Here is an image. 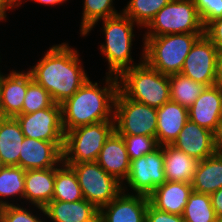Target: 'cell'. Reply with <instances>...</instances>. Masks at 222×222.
<instances>
[{
	"instance_id": "9a60e30c",
	"label": "cell",
	"mask_w": 222,
	"mask_h": 222,
	"mask_svg": "<svg viewBox=\"0 0 222 222\" xmlns=\"http://www.w3.org/2000/svg\"><path fill=\"white\" fill-rule=\"evenodd\" d=\"M172 146L197 161H201L217 152L213 132L190 120L184 124Z\"/></svg>"
},
{
	"instance_id": "ee69618b",
	"label": "cell",
	"mask_w": 222,
	"mask_h": 222,
	"mask_svg": "<svg viewBox=\"0 0 222 222\" xmlns=\"http://www.w3.org/2000/svg\"><path fill=\"white\" fill-rule=\"evenodd\" d=\"M6 118L5 114H4V110H3V106H2V101H1V91H0V121L2 119Z\"/></svg>"
},
{
	"instance_id": "52a82bcc",
	"label": "cell",
	"mask_w": 222,
	"mask_h": 222,
	"mask_svg": "<svg viewBox=\"0 0 222 222\" xmlns=\"http://www.w3.org/2000/svg\"><path fill=\"white\" fill-rule=\"evenodd\" d=\"M146 29L143 36L204 33V27L193 0H171L158 11Z\"/></svg>"
},
{
	"instance_id": "ffe728a7",
	"label": "cell",
	"mask_w": 222,
	"mask_h": 222,
	"mask_svg": "<svg viewBox=\"0 0 222 222\" xmlns=\"http://www.w3.org/2000/svg\"><path fill=\"white\" fill-rule=\"evenodd\" d=\"M56 167L49 169H30L25 172L24 200L35 206L44 208L52 201L54 193Z\"/></svg>"
},
{
	"instance_id": "7a4b0ae2",
	"label": "cell",
	"mask_w": 222,
	"mask_h": 222,
	"mask_svg": "<svg viewBox=\"0 0 222 222\" xmlns=\"http://www.w3.org/2000/svg\"><path fill=\"white\" fill-rule=\"evenodd\" d=\"M101 87L90 78L70 98L61 104L64 133L72 129L102 121H114V101L118 92V78L106 74Z\"/></svg>"
},
{
	"instance_id": "d6a6232c",
	"label": "cell",
	"mask_w": 222,
	"mask_h": 222,
	"mask_svg": "<svg viewBox=\"0 0 222 222\" xmlns=\"http://www.w3.org/2000/svg\"><path fill=\"white\" fill-rule=\"evenodd\" d=\"M124 139L129 160L151 153L159 145L155 137L146 135H121Z\"/></svg>"
},
{
	"instance_id": "836d02e7",
	"label": "cell",
	"mask_w": 222,
	"mask_h": 222,
	"mask_svg": "<svg viewBox=\"0 0 222 222\" xmlns=\"http://www.w3.org/2000/svg\"><path fill=\"white\" fill-rule=\"evenodd\" d=\"M22 206V207H21ZM15 203L14 205L3 206L1 210V222H45L43 219L46 218L44 208L39 207L38 212L44 216L34 215L33 210L31 211L23 205ZM41 218V219H40Z\"/></svg>"
},
{
	"instance_id": "60d3db41",
	"label": "cell",
	"mask_w": 222,
	"mask_h": 222,
	"mask_svg": "<svg viewBox=\"0 0 222 222\" xmlns=\"http://www.w3.org/2000/svg\"><path fill=\"white\" fill-rule=\"evenodd\" d=\"M15 9L9 2V0H0V21H6L7 19V10Z\"/></svg>"
},
{
	"instance_id": "5b68a950",
	"label": "cell",
	"mask_w": 222,
	"mask_h": 222,
	"mask_svg": "<svg viewBox=\"0 0 222 222\" xmlns=\"http://www.w3.org/2000/svg\"><path fill=\"white\" fill-rule=\"evenodd\" d=\"M204 33L143 36L144 61L164 75L181 73L194 43Z\"/></svg>"
},
{
	"instance_id": "bcb514c9",
	"label": "cell",
	"mask_w": 222,
	"mask_h": 222,
	"mask_svg": "<svg viewBox=\"0 0 222 222\" xmlns=\"http://www.w3.org/2000/svg\"><path fill=\"white\" fill-rule=\"evenodd\" d=\"M1 210H2V207L0 206V222H1Z\"/></svg>"
},
{
	"instance_id": "5bb4252c",
	"label": "cell",
	"mask_w": 222,
	"mask_h": 222,
	"mask_svg": "<svg viewBox=\"0 0 222 222\" xmlns=\"http://www.w3.org/2000/svg\"><path fill=\"white\" fill-rule=\"evenodd\" d=\"M148 204V196L122 191L99 209L98 222H146Z\"/></svg>"
},
{
	"instance_id": "7402d4cb",
	"label": "cell",
	"mask_w": 222,
	"mask_h": 222,
	"mask_svg": "<svg viewBox=\"0 0 222 222\" xmlns=\"http://www.w3.org/2000/svg\"><path fill=\"white\" fill-rule=\"evenodd\" d=\"M50 222H98L99 210L87 200L64 202L52 200L44 207Z\"/></svg>"
},
{
	"instance_id": "2e32d148",
	"label": "cell",
	"mask_w": 222,
	"mask_h": 222,
	"mask_svg": "<svg viewBox=\"0 0 222 222\" xmlns=\"http://www.w3.org/2000/svg\"><path fill=\"white\" fill-rule=\"evenodd\" d=\"M189 120L214 132L222 118V90L216 85L205 87L188 109Z\"/></svg>"
},
{
	"instance_id": "ac0fdd59",
	"label": "cell",
	"mask_w": 222,
	"mask_h": 222,
	"mask_svg": "<svg viewBox=\"0 0 222 222\" xmlns=\"http://www.w3.org/2000/svg\"><path fill=\"white\" fill-rule=\"evenodd\" d=\"M192 191L191 183L166 181L148 196L149 203L158 210L182 215Z\"/></svg>"
},
{
	"instance_id": "d4e9b609",
	"label": "cell",
	"mask_w": 222,
	"mask_h": 222,
	"mask_svg": "<svg viewBox=\"0 0 222 222\" xmlns=\"http://www.w3.org/2000/svg\"><path fill=\"white\" fill-rule=\"evenodd\" d=\"M166 181L191 183L198 161L172 145L163 146Z\"/></svg>"
},
{
	"instance_id": "8d00e7d4",
	"label": "cell",
	"mask_w": 222,
	"mask_h": 222,
	"mask_svg": "<svg viewBox=\"0 0 222 222\" xmlns=\"http://www.w3.org/2000/svg\"><path fill=\"white\" fill-rule=\"evenodd\" d=\"M204 34L212 41L218 52H222V17L210 22Z\"/></svg>"
},
{
	"instance_id": "e575fe53",
	"label": "cell",
	"mask_w": 222,
	"mask_h": 222,
	"mask_svg": "<svg viewBox=\"0 0 222 222\" xmlns=\"http://www.w3.org/2000/svg\"><path fill=\"white\" fill-rule=\"evenodd\" d=\"M205 28L210 22L222 17V0H193Z\"/></svg>"
},
{
	"instance_id": "277c9868",
	"label": "cell",
	"mask_w": 222,
	"mask_h": 222,
	"mask_svg": "<svg viewBox=\"0 0 222 222\" xmlns=\"http://www.w3.org/2000/svg\"><path fill=\"white\" fill-rule=\"evenodd\" d=\"M102 21L105 43L103 42L99 48L108 62L106 74L118 77L123 71L144 61V47H142L140 62H134L131 50L136 24L133 20L120 13Z\"/></svg>"
},
{
	"instance_id": "8992f818",
	"label": "cell",
	"mask_w": 222,
	"mask_h": 222,
	"mask_svg": "<svg viewBox=\"0 0 222 222\" xmlns=\"http://www.w3.org/2000/svg\"><path fill=\"white\" fill-rule=\"evenodd\" d=\"M114 131L115 121H102L67 131L63 162H96L103 145Z\"/></svg>"
},
{
	"instance_id": "d590c367",
	"label": "cell",
	"mask_w": 222,
	"mask_h": 222,
	"mask_svg": "<svg viewBox=\"0 0 222 222\" xmlns=\"http://www.w3.org/2000/svg\"><path fill=\"white\" fill-rule=\"evenodd\" d=\"M146 222H185L182 215L170 214L154 208L150 203L146 211Z\"/></svg>"
},
{
	"instance_id": "d6986e66",
	"label": "cell",
	"mask_w": 222,
	"mask_h": 222,
	"mask_svg": "<svg viewBox=\"0 0 222 222\" xmlns=\"http://www.w3.org/2000/svg\"><path fill=\"white\" fill-rule=\"evenodd\" d=\"M188 120V109L171 100L157 108L156 141L158 145H172Z\"/></svg>"
},
{
	"instance_id": "8fae6325",
	"label": "cell",
	"mask_w": 222,
	"mask_h": 222,
	"mask_svg": "<svg viewBox=\"0 0 222 222\" xmlns=\"http://www.w3.org/2000/svg\"><path fill=\"white\" fill-rule=\"evenodd\" d=\"M23 135L28 138L45 141H64L61 104L38 110L30 114L15 116Z\"/></svg>"
},
{
	"instance_id": "7c38bea8",
	"label": "cell",
	"mask_w": 222,
	"mask_h": 222,
	"mask_svg": "<svg viewBox=\"0 0 222 222\" xmlns=\"http://www.w3.org/2000/svg\"><path fill=\"white\" fill-rule=\"evenodd\" d=\"M218 50L204 34L192 46L187 55L181 74L201 83L206 87L213 86L216 80Z\"/></svg>"
},
{
	"instance_id": "f6af8a7d",
	"label": "cell",
	"mask_w": 222,
	"mask_h": 222,
	"mask_svg": "<svg viewBox=\"0 0 222 222\" xmlns=\"http://www.w3.org/2000/svg\"><path fill=\"white\" fill-rule=\"evenodd\" d=\"M217 222H222V215L217 217Z\"/></svg>"
},
{
	"instance_id": "4fadbf2b",
	"label": "cell",
	"mask_w": 222,
	"mask_h": 222,
	"mask_svg": "<svg viewBox=\"0 0 222 222\" xmlns=\"http://www.w3.org/2000/svg\"><path fill=\"white\" fill-rule=\"evenodd\" d=\"M64 141H45L24 137L19 166L24 170L49 169L63 160Z\"/></svg>"
},
{
	"instance_id": "f1b7e54d",
	"label": "cell",
	"mask_w": 222,
	"mask_h": 222,
	"mask_svg": "<svg viewBox=\"0 0 222 222\" xmlns=\"http://www.w3.org/2000/svg\"><path fill=\"white\" fill-rule=\"evenodd\" d=\"M170 100L189 109L194 101L201 95L205 85L182 75L181 73L169 75Z\"/></svg>"
},
{
	"instance_id": "44dd1931",
	"label": "cell",
	"mask_w": 222,
	"mask_h": 222,
	"mask_svg": "<svg viewBox=\"0 0 222 222\" xmlns=\"http://www.w3.org/2000/svg\"><path fill=\"white\" fill-rule=\"evenodd\" d=\"M27 87L28 71L12 70L0 75L1 101L6 117L22 114Z\"/></svg>"
},
{
	"instance_id": "ab89813d",
	"label": "cell",
	"mask_w": 222,
	"mask_h": 222,
	"mask_svg": "<svg viewBox=\"0 0 222 222\" xmlns=\"http://www.w3.org/2000/svg\"><path fill=\"white\" fill-rule=\"evenodd\" d=\"M222 90V52H218L215 84Z\"/></svg>"
},
{
	"instance_id": "30bf717a",
	"label": "cell",
	"mask_w": 222,
	"mask_h": 222,
	"mask_svg": "<svg viewBox=\"0 0 222 222\" xmlns=\"http://www.w3.org/2000/svg\"><path fill=\"white\" fill-rule=\"evenodd\" d=\"M164 182H166V176L163 146H158L151 153L130 161L128 177L122 184V189L123 192L130 193L127 189L129 187L133 194L149 196Z\"/></svg>"
},
{
	"instance_id": "1f68e13d",
	"label": "cell",
	"mask_w": 222,
	"mask_h": 222,
	"mask_svg": "<svg viewBox=\"0 0 222 222\" xmlns=\"http://www.w3.org/2000/svg\"><path fill=\"white\" fill-rule=\"evenodd\" d=\"M55 104L49 92L36 83L28 71V87L23 102L22 114H30Z\"/></svg>"
},
{
	"instance_id": "b9f144b4",
	"label": "cell",
	"mask_w": 222,
	"mask_h": 222,
	"mask_svg": "<svg viewBox=\"0 0 222 222\" xmlns=\"http://www.w3.org/2000/svg\"><path fill=\"white\" fill-rule=\"evenodd\" d=\"M30 1H34L38 4H43V5H50V6H55L58 4H63V2L66 3L67 0H30Z\"/></svg>"
},
{
	"instance_id": "6da1fadb",
	"label": "cell",
	"mask_w": 222,
	"mask_h": 222,
	"mask_svg": "<svg viewBox=\"0 0 222 222\" xmlns=\"http://www.w3.org/2000/svg\"><path fill=\"white\" fill-rule=\"evenodd\" d=\"M80 59L78 50L68 43L54 44L28 71L55 103L62 104L90 78Z\"/></svg>"
},
{
	"instance_id": "9c48e42d",
	"label": "cell",
	"mask_w": 222,
	"mask_h": 222,
	"mask_svg": "<svg viewBox=\"0 0 222 222\" xmlns=\"http://www.w3.org/2000/svg\"><path fill=\"white\" fill-rule=\"evenodd\" d=\"M114 121L119 135L156 138L157 108L126 98L119 90L114 101Z\"/></svg>"
},
{
	"instance_id": "ba28073f",
	"label": "cell",
	"mask_w": 222,
	"mask_h": 222,
	"mask_svg": "<svg viewBox=\"0 0 222 222\" xmlns=\"http://www.w3.org/2000/svg\"><path fill=\"white\" fill-rule=\"evenodd\" d=\"M75 172L83 198L98 210L122 191V183L107 173L97 162L65 163Z\"/></svg>"
},
{
	"instance_id": "4dcf8cb0",
	"label": "cell",
	"mask_w": 222,
	"mask_h": 222,
	"mask_svg": "<svg viewBox=\"0 0 222 222\" xmlns=\"http://www.w3.org/2000/svg\"><path fill=\"white\" fill-rule=\"evenodd\" d=\"M182 217L185 222H217L210 195L192 191Z\"/></svg>"
},
{
	"instance_id": "f546056e",
	"label": "cell",
	"mask_w": 222,
	"mask_h": 222,
	"mask_svg": "<svg viewBox=\"0 0 222 222\" xmlns=\"http://www.w3.org/2000/svg\"><path fill=\"white\" fill-rule=\"evenodd\" d=\"M171 0H130L122 13L131 18L136 27L146 28L158 11Z\"/></svg>"
},
{
	"instance_id": "83f0119b",
	"label": "cell",
	"mask_w": 222,
	"mask_h": 222,
	"mask_svg": "<svg viewBox=\"0 0 222 222\" xmlns=\"http://www.w3.org/2000/svg\"><path fill=\"white\" fill-rule=\"evenodd\" d=\"M115 1V0H114ZM113 0H84L83 13L80 25V35L87 36L96 24L110 17H114L118 12L113 5Z\"/></svg>"
},
{
	"instance_id": "4316f807",
	"label": "cell",
	"mask_w": 222,
	"mask_h": 222,
	"mask_svg": "<svg viewBox=\"0 0 222 222\" xmlns=\"http://www.w3.org/2000/svg\"><path fill=\"white\" fill-rule=\"evenodd\" d=\"M25 172L20 166H2L0 168V206L14 205L8 198L18 197L24 200ZM8 197V198H7ZM3 198V199H2ZM5 198L7 200H5Z\"/></svg>"
},
{
	"instance_id": "603a6c76",
	"label": "cell",
	"mask_w": 222,
	"mask_h": 222,
	"mask_svg": "<svg viewBox=\"0 0 222 222\" xmlns=\"http://www.w3.org/2000/svg\"><path fill=\"white\" fill-rule=\"evenodd\" d=\"M191 186L194 192L208 195L222 187V153L198 161Z\"/></svg>"
},
{
	"instance_id": "484cf974",
	"label": "cell",
	"mask_w": 222,
	"mask_h": 222,
	"mask_svg": "<svg viewBox=\"0 0 222 222\" xmlns=\"http://www.w3.org/2000/svg\"><path fill=\"white\" fill-rule=\"evenodd\" d=\"M84 199L74 170L63 160L56 166L52 200L75 202Z\"/></svg>"
},
{
	"instance_id": "cb8c5ba5",
	"label": "cell",
	"mask_w": 222,
	"mask_h": 222,
	"mask_svg": "<svg viewBox=\"0 0 222 222\" xmlns=\"http://www.w3.org/2000/svg\"><path fill=\"white\" fill-rule=\"evenodd\" d=\"M24 137L15 117H6L0 121V161L3 166H19Z\"/></svg>"
},
{
	"instance_id": "f35d334b",
	"label": "cell",
	"mask_w": 222,
	"mask_h": 222,
	"mask_svg": "<svg viewBox=\"0 0 222 222\" xmlns=\"http://www.w3.org/2000/svg\"><path fill=\"white\" fill-rule=\"evenodd\" d=\"M213 135H214V144L216 151L222 153V118L217 124V127L213 132Z\"/></svg>"
},
{
	"instance_id": "e0dca14e",
	"label": "cell",
	"mask_w": 222,
	"mask_h": 222,
	"mask_svg": "<svg viewBox=\"0 0 222 222\" xmlns=\"http://www.w3.org/2000/svg\"><path fill=\"white\" fill-rule=\"evenodd\" d=\"M96 162L122 184L127 179L130 160L124 139L116 131L106 140Z\"/></svg>"
},
{
	"instance_id": "74e56055",
	"label": "cell",
	"mask_w": 222,
	"mask_h": 222,
	"mask_svg": "<svg viewBox=\"0 0 222 222\" xmlns=\"http://www.w3.org/2000/svg\"><path fill=\"white\" fill-rule=\"evenodd\" d=\"M210 197L216 216L218 217L222 215V187L219 190L213 192Z\"/></svg>"
},
{
	"instance_id": "3957f363",
	"label": "cell",
	"mask_w": 222,
	"mask_h": 222,
	"mask_svg": "<svg viewBox=\"0 0 222 222\" xmlns=\"http://www.w3.org/2000/svg\"><path fill=\"white\" fill-rule=\"evenodd\" d=\"M117 78L118 90L126 98L154 108L170 101L169 75L162 74L145 61L123 71Z\"/></svg>"
},
{
	"instance_id": "7bdbcfd3",
	"label": "cell",
	"mask_w": 222,
	"mask_h": 222,
	"mask_svg": "<svg viewBox=\"0 0 222 222\" xmlns=\"http://www.w3.org/2000/svg\"><path fill=\"white\" fill-rule=\"evenodd\" d=\"M25 1H28V0H25ZM9 2L14 8L16 7L18 8L19 6H21V4H23V0H9Z\"/></svg>"
}]
</instances>
